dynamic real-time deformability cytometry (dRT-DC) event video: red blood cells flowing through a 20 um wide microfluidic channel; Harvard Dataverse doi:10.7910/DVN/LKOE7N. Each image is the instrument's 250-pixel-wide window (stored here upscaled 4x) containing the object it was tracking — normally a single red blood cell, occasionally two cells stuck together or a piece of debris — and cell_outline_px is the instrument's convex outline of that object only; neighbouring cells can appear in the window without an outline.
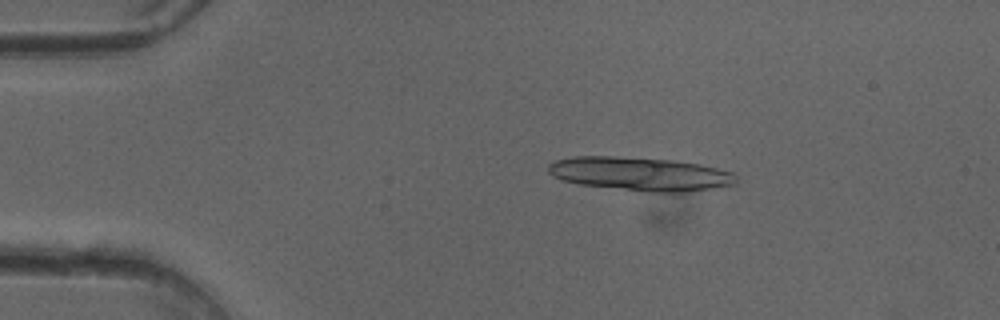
{"species": "common noctule bat (a hibernating species)", "species_latin": "Nyctalus noctula", "temperature_condition": "cold", "stored_images_in_passage": 13, "camera_frame_rate_fps": 3000, "um_per_image_px": 0.085, "animal": {"sex": "female"}, "frame": {"image": 1, "passage_image": 9, "time_ms": 2.667, "image_size_px": [1000, 320], "cell_outline_px": [[736, 180], [732, 184], [712, 188], [688, 192], [648, 192], [580, 184], [560, 180], [552, 176], [548, 172], [548, 164], [556, 160], [572, 156], [612, 156], [672, 160], [700, 164], [732, 172], [736, 176]], "centroid_in_image_um": [54.36, 14.78], "position_along_channel_um": 30.6, "area_um2": 36.7}}